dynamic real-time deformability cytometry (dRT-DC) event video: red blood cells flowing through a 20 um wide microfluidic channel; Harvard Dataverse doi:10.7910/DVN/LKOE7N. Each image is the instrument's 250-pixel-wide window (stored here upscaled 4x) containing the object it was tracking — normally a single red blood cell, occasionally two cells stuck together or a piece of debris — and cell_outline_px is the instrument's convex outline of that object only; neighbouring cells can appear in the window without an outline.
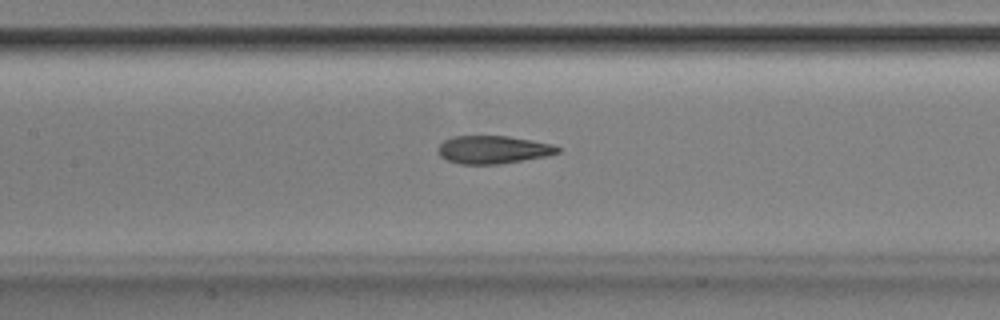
{"species": "Egyptian fruit bat (a non-hibernating species)", "species_latin": "Rousettus aegyptiacus", "temperature_condition": "room temperature", "stored_images_in_passage": 53, "camera_frame_rate_fps": 3000, "um_per_image_px": 0.085, "animal": {"sex": "male"}, "frame": {"image": 1, "passage_image": 25, "time_ms": 8.0, "image_size_px": [1000, 320], "cell_outline_px": [[560, 152], [544, 156], [500, 164], [460, 164], [448, 160], [440, 156], [436, 148], [444, 140], [452, 136], [508, 136], [532, 140], [552, 144], [560, 148]], "centroid_in_image_um": [41.88, 12.71], "position_along_channel_um": 165.5, "area_um2": 19.42}}
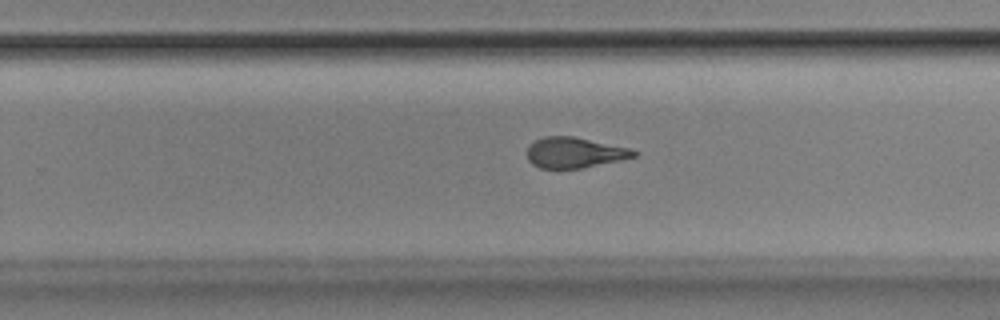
{"frame": {"image": 2, "passage_image": 34, "time_ms": 11.0, "image_size_px": [1000, 320], "cell_outline_px": [[640, 152], [636, 156], [620, 160], [580, 168], [540, 168], [532, 164], [528, 160], [528, 144], [544, 136], [572, 136], [632, 148]], "centroid_in_image_um": [48.85, 12.96], "position_along_channel_um": 280.9, "area_um2": 19.02}}
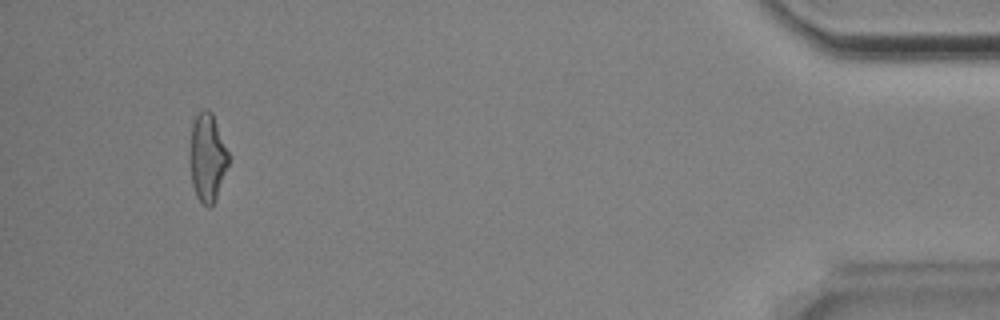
{"frame": {"image": 3, "passage_image": 50, "time_ms": 16.333, "image_size_px": [1000, 320], "cell_outline_px": [[232, 156], [216, 200], [212, 208], [208, 208], [196, 196], [192, 184], [192, 124], [196, 116], [204, 108], [208, 108], [212, 112]], "centroid_in_image_um": [17.71, 13.4], "position_along_channel_um": 417.5, "area_um2": 19.88}, "authors_computed_cell_mechanics": {"area_um2": 20.1722, "velocity_mm_per_s": 3.869, "shape_relaxation_time_tau1_ms": 4.3871, "shape_relaxation_time_tau2_ms": 1.8131, "deformation_change_tau1": 0.1856, "deformation_change_tau2": 0.1145}}